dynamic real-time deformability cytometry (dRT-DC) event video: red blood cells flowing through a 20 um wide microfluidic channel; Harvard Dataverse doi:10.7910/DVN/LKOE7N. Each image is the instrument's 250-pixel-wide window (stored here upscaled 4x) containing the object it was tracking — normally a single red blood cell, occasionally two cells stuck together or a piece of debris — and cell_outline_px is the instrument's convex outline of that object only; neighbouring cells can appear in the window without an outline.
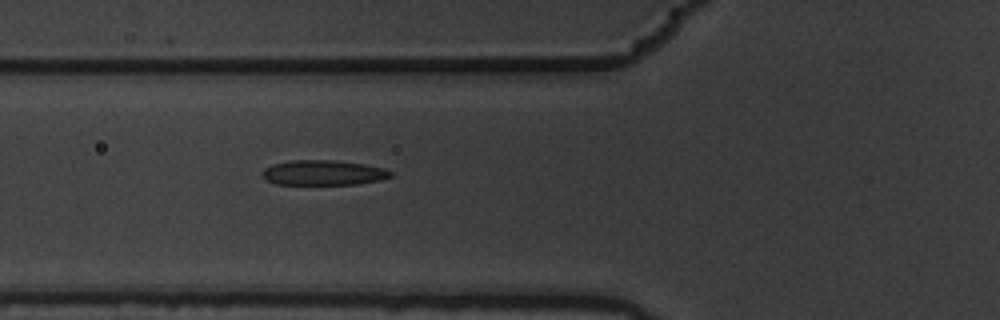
{"species": "common noctule bat (a hibernating species)", "species_latin": "Nyctalus noctula", "temperature_condition": "warm", "stored_images_in_passage": 5, "camera_frame_rate_fps": 3000, "um_per_image_px": 0.085, "animal": {"sex": "male", "body_mass_g": 19.5, "forearm_length_mm": 54.6}, "frame": {"image": 1, "passage_image": 5, "time_ms": 1.333, "image_size_px": [1000, 320], "cell_outline_px": [[392, 176], [380, 180], [356, 184], [276, 184], [260, 176], [260, 172], [264, 168], [272, 164], [288, 160], [336, 160], [364, 164], [384, 168], [392, 172]], "centroid_in_image_um": [27.44, 14.67], "position_along_channel_um": 98.4, "area_um2": 18.84}}